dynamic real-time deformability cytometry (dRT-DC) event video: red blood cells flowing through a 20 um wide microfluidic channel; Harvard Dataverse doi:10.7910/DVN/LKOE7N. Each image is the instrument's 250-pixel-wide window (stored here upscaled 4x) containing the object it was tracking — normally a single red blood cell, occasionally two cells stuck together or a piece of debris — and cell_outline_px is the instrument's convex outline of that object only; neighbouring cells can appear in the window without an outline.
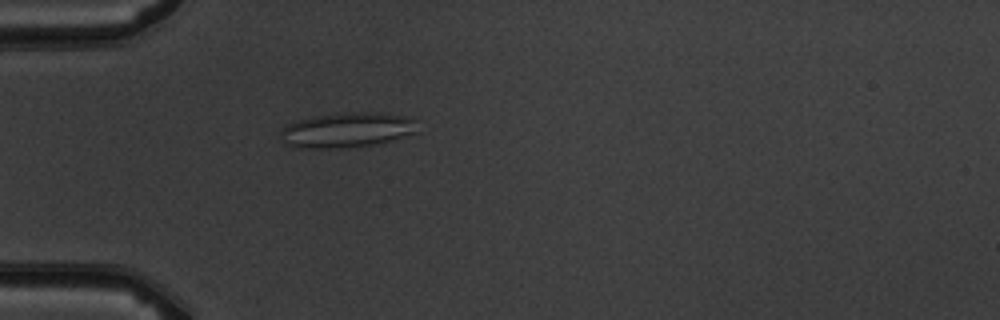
{"species": "common noctule bat (a hibernating species)", "species_latin": "Nyctalus noctula", "temperature_condition": "warm", "stored_images_in_passage": 5, "camera_frame_rate_fps": 3000, "um_per_image_px": 0.085, "animal": {"sex": "male", "body_mass_g": 19.5, "forearm_length_mm": 54.6}, "frame": {"image": 1, "passage_image": 5, "time_ms": 4.667, "image_size_px": [1000, 320], "cell_outline_px": [[420, 132], [376, 144], [356, 148], [292, 148], [284, 140], [280, 132], [280, 128], [288, 124], [300, 120], [316, 116], [352, 112], [376, 112], [412, 116], [416, 120]], "centroid_in_image_um": [29.59, 11.06], "position_along_channel_um": 55.4, "area_um2": 28.38}}